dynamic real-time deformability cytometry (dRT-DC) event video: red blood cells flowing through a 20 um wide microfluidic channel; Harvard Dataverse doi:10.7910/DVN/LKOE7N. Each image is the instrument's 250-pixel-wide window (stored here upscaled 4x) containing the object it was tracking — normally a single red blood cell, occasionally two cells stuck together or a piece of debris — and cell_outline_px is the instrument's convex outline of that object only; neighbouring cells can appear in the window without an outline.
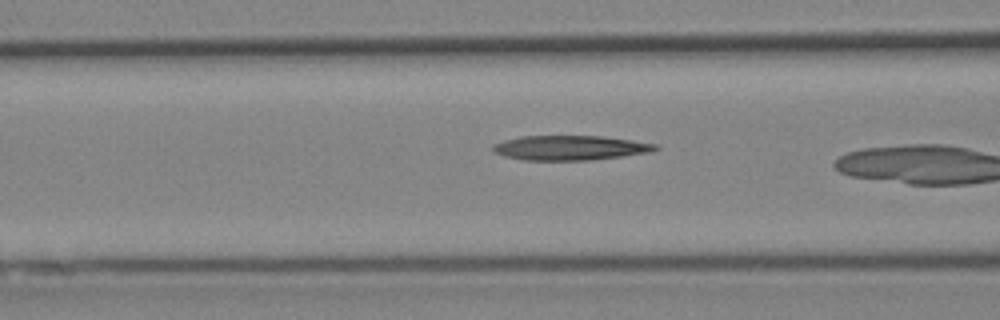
{"species": "Egyptian fruit bat (a non-hibernating species)", "species_latin": "Rousettus aegyptiacus", "temperature_condition": "cold", "stored_images_in_passage": 37, "camera_frame_rate_fps": 3000, "um_per_image_px": 0.085, "animal": {"sex": "female"}, "frame": {"image": 1, "passage_image": 17, "time_ms": 5.333, "image_size_px": [1000, 320], "cell_outline_px": [[660, 148], [652, 152], [588, 160], [524, 160], [504, 156], [492, 152], [492, 144], [504, 140], [520, 136], [604, 136], [632, 140], [656, 144]], "centroid_in_image_um": [48.43, 12.56], "position_along_channel_um": 118.2, "area_um2": 23.41}}
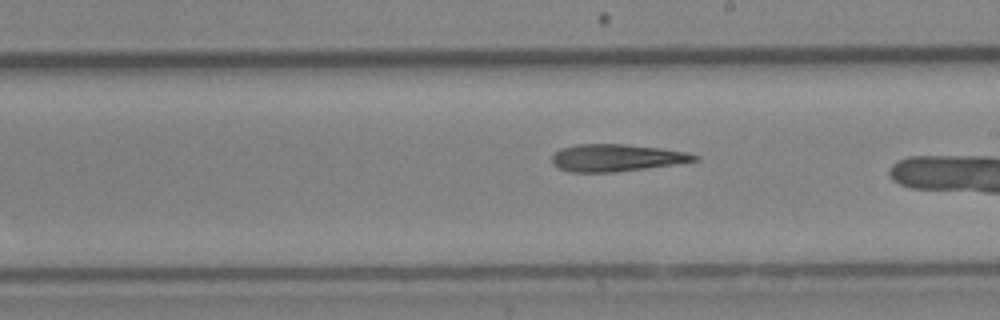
{"frame": {"image": 2, "passage_image": 26, "time_ms": 8.333, "image_size_px": [1000, 320], "cell_outline_px": [[700, 160], [676, 164], [616, 172], [568, 172], [552, 164], [552, 156], [560, 148], [576, 144], [624, 144], [660, 148], [684, 152], [700, 156]], "centroid_in_image_um": [52.38, 13.41], "position_along_channel_um": 236.6, "area_um2": 22.6}}
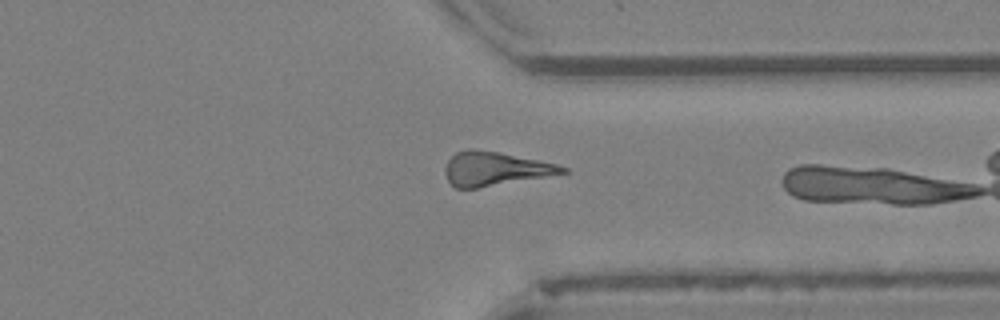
{"frame": {"image": 3, "passage_image": 36, "time_ms": 11.667, "image_size_px": [1000, 320], "cell_outline_px": [[568, 172], [476, 188], [456, 188], [448, 180], [444, 172], [444, 168], [448, 160], [456, 152], [468, 148], [472, 148], [496, 152], [556, 164], [568, 168]], "centroid_in_image_um": [42.01, 14.34], "position_along_channel_um": 369.4, "area_um2": 22.6}}